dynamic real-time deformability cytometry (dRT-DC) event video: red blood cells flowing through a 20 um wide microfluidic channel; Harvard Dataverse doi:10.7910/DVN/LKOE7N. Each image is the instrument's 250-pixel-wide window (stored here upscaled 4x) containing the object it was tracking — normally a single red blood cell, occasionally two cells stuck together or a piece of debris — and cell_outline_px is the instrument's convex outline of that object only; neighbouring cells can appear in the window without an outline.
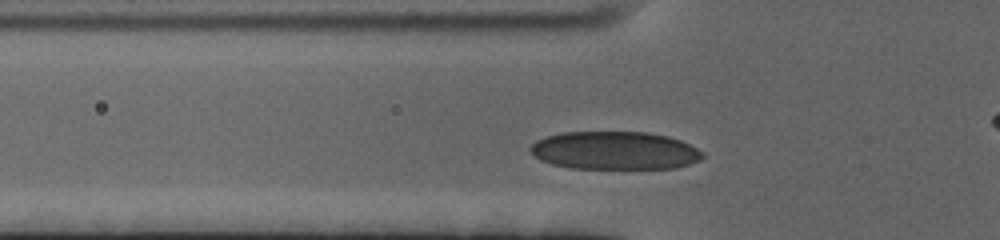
{"species": "human", "species_latin": "Homo sapiens", "temperature_condition": "cold", "stored_images_in_passage": 40, "camera_frame_rate_fps": 3000, "um_per_image_px": 0.085, "donor": {"sex": "female"}, "frame": {"image": 1, "passage_image": 7, "time_ms": 2.0, "image_size_px": [1000, 240], "cell_outline_px": [[704, 156], [700, 160], [676, 168], [572, 168], [552, 164], [540, 160], [528, 148], [536, 140], [544, 136], [564, 132], [648, 132], [668, 136], [680, 140], [704, 152]], "centroid_in_image_um": [52.24, 12.79], "position_along_channel_um": 73.6, "area_um2": 38.21}}
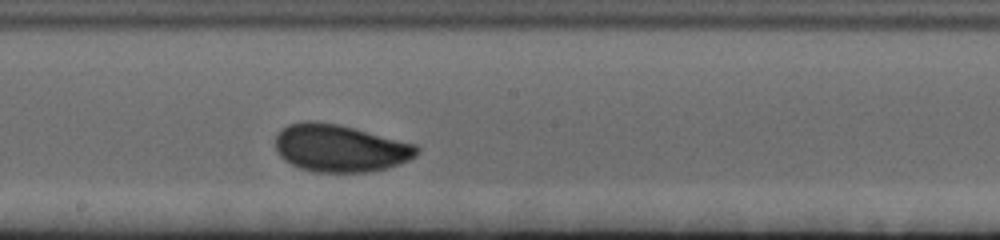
{"frame": {"image": 2, "passage_image": 20, "time_ms": 6.333, "image_size_px": [1000, 240], "cell_outline_px": [[420, 152], [416, 156], [400, 164], [388, 168], [368, 172], [316, 172], [300, 168], [284, 160], [280, 156], [276, 148], [276, 136], [280, 128], [288, 124], [304, 120], [308, 120], [340, 124], [416, 144], [420, 148]], "centroid_in_image_um": [28.91, 12.58], "position_along_channel_um": 219.3, "area_um2": 39.42}}
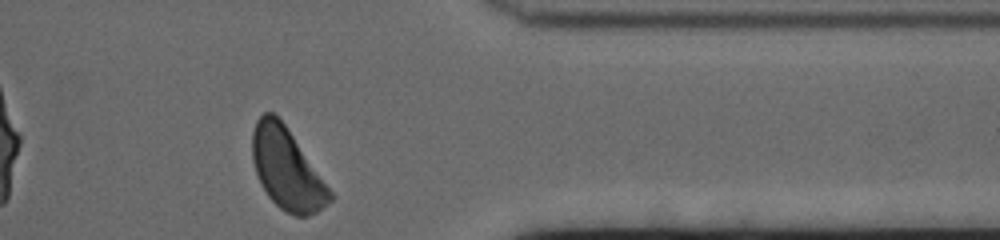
{"frame": {"image": 3, "passage_image": 36, "time_ms": 11.667, "image_size_px": [1000, 240], "cell_outline_px": [[332, 200], [316, 212], [308, 216], [296, 216], [284, 212], [268, 196], [260, 184], [252, 160], [252, 132], [256, 120], [264, 112], [272, 112], [284, 124], [332, 192]], "centroid_in_image_um": [24.35, 14.38], "position_along_channel_um": 387.1, "area_um2": 36.13}}